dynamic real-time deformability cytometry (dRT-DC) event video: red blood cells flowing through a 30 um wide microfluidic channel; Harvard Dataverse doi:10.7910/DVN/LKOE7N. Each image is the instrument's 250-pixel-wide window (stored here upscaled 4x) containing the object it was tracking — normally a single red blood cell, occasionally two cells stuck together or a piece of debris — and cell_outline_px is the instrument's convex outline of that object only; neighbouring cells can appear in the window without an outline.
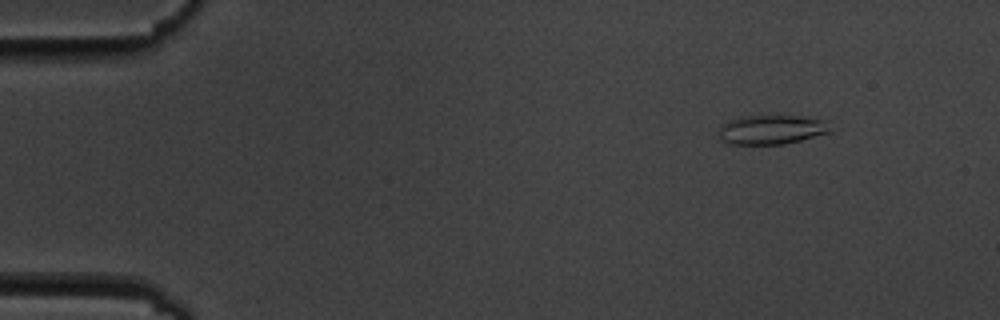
{"species": "common noctule bat (a hibernating species)", "species_latin": "Nyctalus noctula", "temperature_condition": "cold", "stored_images_in_passage": 6, "camera_frame_rate_fps": 3000, "um_per_image_px": 0.085, "animal": {"sex": "male", "body_mass_g": 19.5, "forearm_length_mm": 54.6}, "frame": {"image": 1, "passage_image": 2, "time_ms": 1.333, "image_size_px": [1000, 320], "cell_outline_px": [[832, 132], [784, 144], [728, 144], [720, 140], [720, 124], [728, 120], [744, 116], [800, 116], [828, 120]], "centroid_in_image_um": [65.6, 11.01], "position_along_channel_um": 19.4, "area_um2": 19.19}}
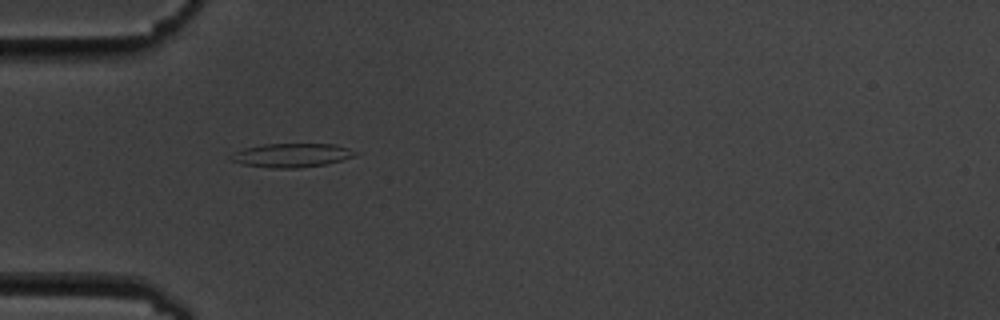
{"frame": {"image": 2, "passage_image": 5, "time_ms": 5.0, "image_size_px": [1000, 320], "cell_outline_px": [[360, 152], [356, 156], [324, 164], [300, 168], [268, 168], [244, 164], [232, 160], [228, 156], [232, 152], [244, 148], [264, 144], [336, 144]], "centroid_in_image_um": [24.79, 13.19], "position_along_channel_um": 60.2, "area_um2": 17.34}}